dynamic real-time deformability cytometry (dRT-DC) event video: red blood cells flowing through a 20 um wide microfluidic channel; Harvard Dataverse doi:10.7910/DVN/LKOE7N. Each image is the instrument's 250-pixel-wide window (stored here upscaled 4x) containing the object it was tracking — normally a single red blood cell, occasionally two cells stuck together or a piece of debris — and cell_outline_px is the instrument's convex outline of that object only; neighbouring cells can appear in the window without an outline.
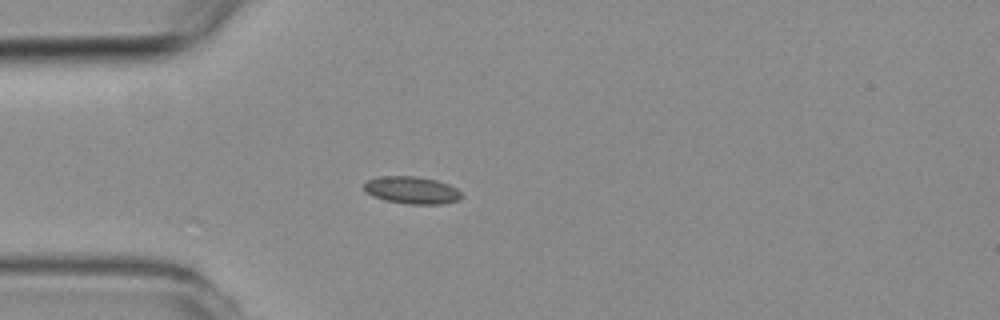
{"species": "common noctule bat (a hibernating species)", "species_latin": "Nyctalus noctula", "temperature_condition": "room temperature", "stored_images_in_passage": 4, "camera_frame_rate_fps": 3000, "um_per_image_px": 0.085, "animal": {"sex": "female", "body_mass_g": 19.3, "forearm_length_mm": 54.1}, "frame": {"image": 1, "passage_image": 3, "time_ms": 3.333, "image_size_px": [1000, 320], "cell_outline_px": [[464, 196], [460, 200], [444, 204], [408, 204], [384, 200], [372, 196], [364, 188], [364, 184], [368, 180], [380, 176], [416, 176], [436, 180], [448, 184], [456, 188]], "centroid_in_image_um": [35.04, 16.17], "position_along_channel_um": 50.0, "area_um2": 15.61}}